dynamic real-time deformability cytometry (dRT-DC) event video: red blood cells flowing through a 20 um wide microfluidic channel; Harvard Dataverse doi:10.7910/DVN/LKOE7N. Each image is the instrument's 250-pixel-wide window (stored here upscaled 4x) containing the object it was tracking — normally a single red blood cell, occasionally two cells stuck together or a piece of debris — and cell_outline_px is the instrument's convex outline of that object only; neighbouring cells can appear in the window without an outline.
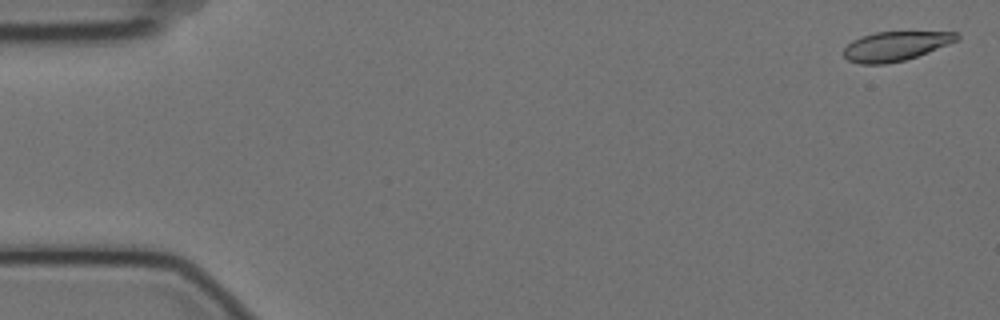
{"species": "Egyptian fruit bat (a non-hibernating species)", "species_latin": "Rousettus aegyptiacus", "temperature_condition": "cold", "stored_images_in_passage": 5, "camera_frame_rate_fps": 3000, "um_per_image_px": 0.085, "animal": {"sex": "female"}, "frame": {"image": 1, "passage_image": 1, "time_ms": 0.0, "image_size_px": [1000, 320], "cell_outline_px": [[960, 40], [928, 52], [904, 60], [884, 64], [860, 64], [848, 60], [844, 56], [844, 48], [852, 40], [876, 32], [956, 32], [960, 36]], "centroid_in_image_um": [76.13, 3.92], "position_along_channel_um": 8.9, "area_um2": 19.19}}
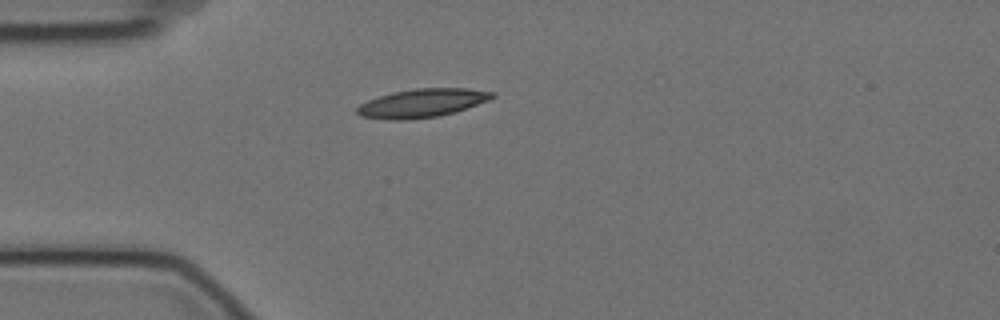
{"frame": {"image": 2, "passage_image": 5, "time_ms": 1.333, "image_size_px": [1000, 320], "cell_outline_px": [[496, 96], [488, 100], [456, 112], [440, 116], [408, 120], [388, 120], [360, 116], [356, 112], [356, 108], [360, 104], [368, 100], [392, 92], [416, 88], [468, 88], [496, 92]], "centroid_in_image_um": [35.89, 8.77], "position_along_channel_um": 49.1, "area_um2": 22.66}}